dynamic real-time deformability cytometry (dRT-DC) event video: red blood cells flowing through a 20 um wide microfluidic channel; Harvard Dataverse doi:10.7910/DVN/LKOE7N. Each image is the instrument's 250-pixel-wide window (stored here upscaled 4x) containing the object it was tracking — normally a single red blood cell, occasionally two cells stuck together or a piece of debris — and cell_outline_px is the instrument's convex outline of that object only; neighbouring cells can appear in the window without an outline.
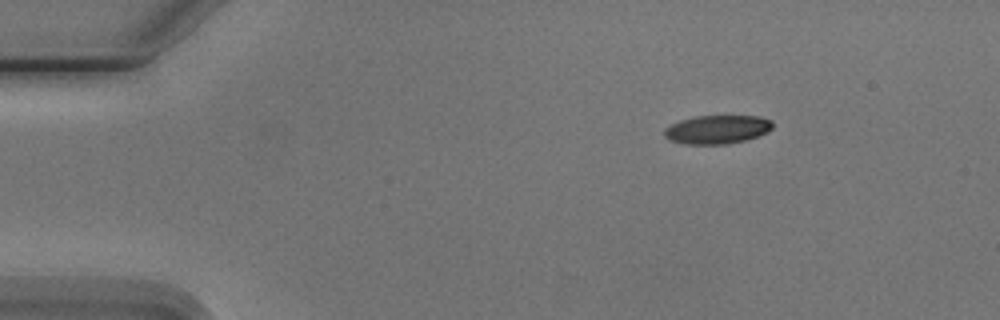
{"species": "Egyptian fruit bat (a non-hibernating species)", "species_latin": "Rousettus aegyptiacus", "temperature_condition": "cold", "stored_images_in_passage": 3, "camera_frame_rate_fps": 3000, "um_per_image_px": 0.085, "animal": {"sex": "male"}, "frame": {"image": 1, "passage_image": 1, "time_ms": 0.0, "image_size_px": [1000, 320], "cell_outline_px": [[772, 128], [768, 132], [744, 140], [728, 144], [684, 144], [672, 140], [664, 136], [664, 128], [680, 120], [692, 116], [760, 116], [772, 120]], "centroid_in_image_um": [60.96, 10.99], "position_along_channel_um": 24.0, "area_um2": 18.03}}